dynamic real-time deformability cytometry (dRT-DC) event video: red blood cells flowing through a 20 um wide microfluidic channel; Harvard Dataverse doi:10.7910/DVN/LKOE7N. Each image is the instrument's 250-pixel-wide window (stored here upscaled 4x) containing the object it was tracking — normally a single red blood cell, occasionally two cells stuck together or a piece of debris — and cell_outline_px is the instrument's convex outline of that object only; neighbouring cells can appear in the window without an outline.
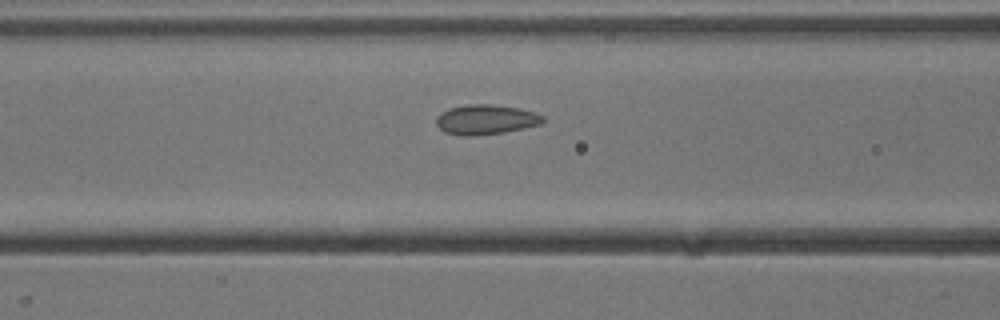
{"species": "common noctule bat (a hibernating species)", "species_latin": "Nyctalus noctula", "temperature_condition": "cold", "stored_images_in_passage": 13, "camera_frame_rate_fps": 3000, "um_per_image_px": 0.085, "animal": {"sex": "male", "body_mass_g": 13.3}, "frame": {"image": 1, "passage_image": 11, "time_ms": 3.333, "image_size_px": [1000, 320], "cell_outline_px": [[544, 120], [540, 124], [524, 128], [504, 132], [476, 136], [464, 136], [444, 132], [436, 124], [436, 116], [440, 112], [448, 108], [468, 104], [492, 104], [520, 108], [536, 112], [544, 116]], "centroid_in_image_um": [41.28, 10.16], "position_along_channel_um": 125.3, "area_um2": 18.79}}